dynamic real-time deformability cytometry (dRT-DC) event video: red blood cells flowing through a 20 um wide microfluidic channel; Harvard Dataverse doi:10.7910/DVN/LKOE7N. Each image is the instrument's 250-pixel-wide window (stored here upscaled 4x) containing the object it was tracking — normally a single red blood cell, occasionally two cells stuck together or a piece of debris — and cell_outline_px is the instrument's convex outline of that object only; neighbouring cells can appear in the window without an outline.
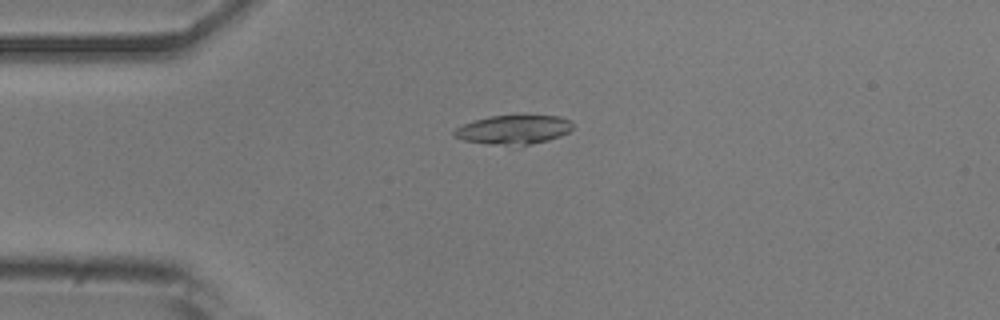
{"species": "common noctule bat (a hibernating species)", "species_latin": "Nyctalus noctula", "temperature_condition": "room temperature", "stored_images_in_passage": 45, "camera_frame_rate_fps": 3000, "um_per_image_px": 0.085, "animal": {"sex": "male", "body_mass_g": 20.5, "forearm_length_mm": 52.5}, "frame": {"image": 1, "passage_image": 7, "time_ms": 2.0, "image_size_px": [1000, 320], "cell_outline_px": [[572, 128], [568, 132], [560, 136], [548, 140], [520, 148], [488, 144], [464, 140], [452, 136], [452, 132], [456, 128], [464, 124], [488, 116], [560, 116], [572, 120]], "centroid_in_image_um": [43.66, 11.06], "position_along_channel_um": 41.3, "area_um2": 20.52}}
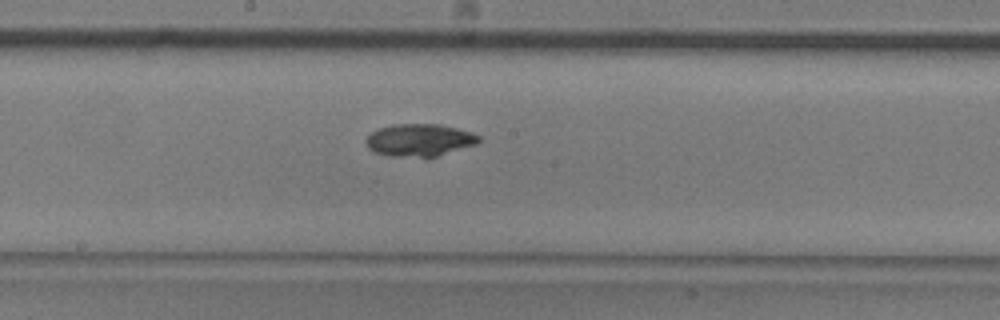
{"frame": {"image": 2, "passage_image": 22, "time_ms": 7.0, "image_size_px": [1000, 320], "cell_outline_px": [[480, 140], [476, 144], [428, 160], [388, 156], [376, 152], [368, 148], [364, 140], [372, 132], [380, 128], [392, 124], [440, 124], [472, 132], [480, 136]], "centroid_in_image_um": [35.66, 11.95], "position_along_channel_um": 212.5, "area_um2": 22.02}}
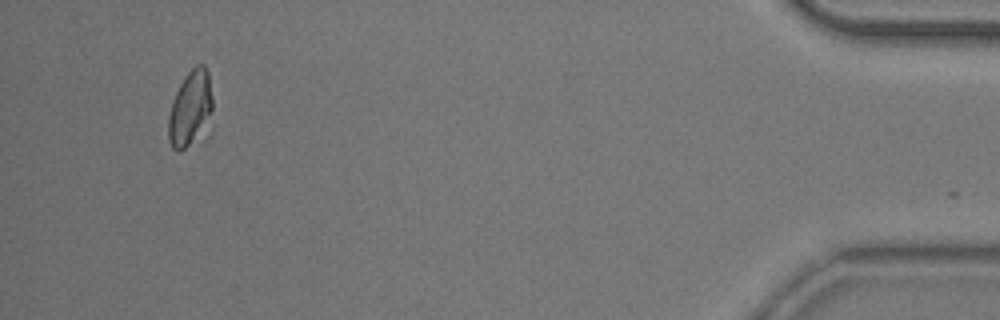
{"frame": {"image": 3, "passage_image": 44, "time_ms": 14.333, "image_size_px": [1000, 320], "cell_outline_px": [[212, 132], [204, 140], [180, 152], [172, 148], [168, 140], [168, 116], [176, 92], [180, 84], [188, 72], [196, 64], [204, 64], [208, 72], [212, 96]], "centroid_in_image_um": [16.25, 9.38], "position_along_channel_um": 418.9, "area_um2": 20.92}, "authors_computed_cell_mechanics": {"area_um2": 20.9236, "velocity_mm_per_s": 3.8476, "shape_relaxation_time_tau1_ms": 4.3161, "shape_relaxation_time_tau2_ms": 2.7136, "deformation_change_tau1": 0.1357, "deformation_change_tau2": 0.0368}}